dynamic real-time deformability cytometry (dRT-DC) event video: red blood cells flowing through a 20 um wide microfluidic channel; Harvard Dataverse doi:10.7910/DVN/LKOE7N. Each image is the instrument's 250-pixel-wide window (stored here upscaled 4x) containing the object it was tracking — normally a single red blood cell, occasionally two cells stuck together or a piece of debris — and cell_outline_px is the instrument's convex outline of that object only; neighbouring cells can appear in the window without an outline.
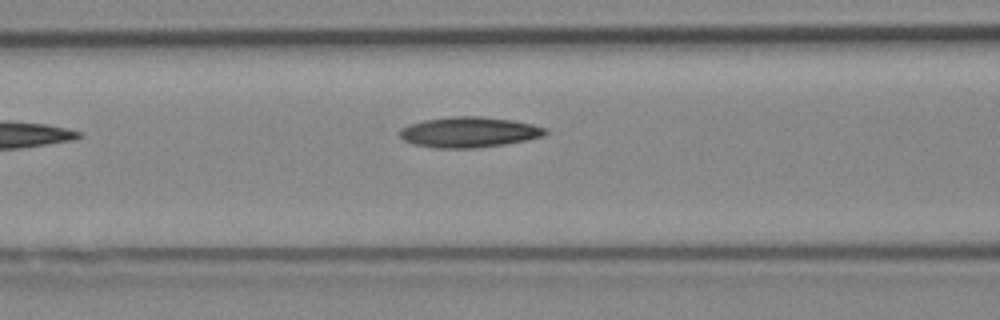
{"species": "Egyptian fruit bat (a non-hibernating species)", "species_latin": "Rousettus aegyptiacus", "temperature_condition": "cold", "stored_images_in_passage": 4, "camera_frame_rate_fps": 3000, "um_per_image_px": 0.085, "animal": {"sex": "female"}, "frame": {"image": 1, "passage_image": 4, "time_ms": 1.0, "image_size_px": [1000, 320], "cell_outline_px": [[548, 132], [544, 136], [504, 144], [476, 148], [436, 148], [412, 144], [404, 140], [400, 136], [400, 128], [424, 120], [452, 116], [484, 116], [512, 120], [532, 124], [548, 128]], "centroid_in_image_um": [39.88, 11.23], "position_along_channel_um": 126.7, "area_um2": 25.89}}